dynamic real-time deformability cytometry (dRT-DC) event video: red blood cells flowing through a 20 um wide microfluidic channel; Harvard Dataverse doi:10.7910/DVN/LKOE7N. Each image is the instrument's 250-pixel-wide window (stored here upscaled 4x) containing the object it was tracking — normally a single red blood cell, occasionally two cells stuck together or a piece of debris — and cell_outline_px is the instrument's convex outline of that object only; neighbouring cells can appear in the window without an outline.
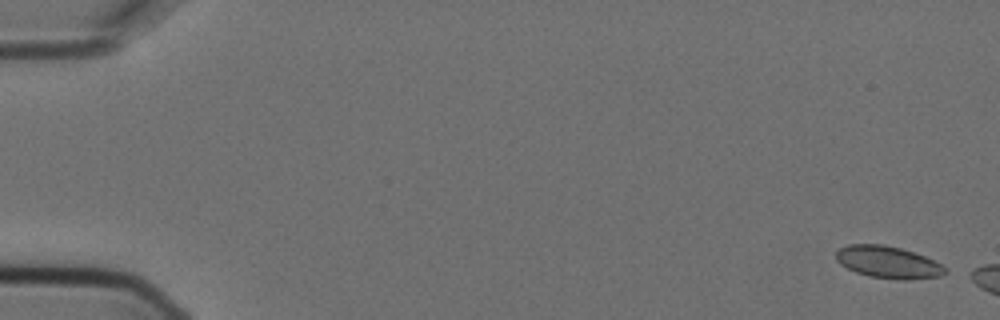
{"species": "Egyptian fruit bat (a non-hibernating species)", "species_latin": "Rousettus aegyptiacus", "temperature_condition": "cold", "stored_images_in_passage": 11, "camera_frame_rate_fps": 3000, "um_per_image_px": 0.085, "animal": {"sex": "female"}, "frame": {"image": 1, "passage_image": 1, "time_ms": 0.0, "image_size_px": [1000, 320], "cell_outline_px": [[948, 272], [940, 276], [904, 280], [900, 280], [868, 276], [856, 272], [840, 264], [836, 260], [836, 252], [840, 248], [848, 244], [884, 244], [900, 248], [924, 256], [948, 268]], "centroid_in_image_um": [75.48, 22.29], "position_along_channel_um": 9.5, "area_um2": 20.35}}